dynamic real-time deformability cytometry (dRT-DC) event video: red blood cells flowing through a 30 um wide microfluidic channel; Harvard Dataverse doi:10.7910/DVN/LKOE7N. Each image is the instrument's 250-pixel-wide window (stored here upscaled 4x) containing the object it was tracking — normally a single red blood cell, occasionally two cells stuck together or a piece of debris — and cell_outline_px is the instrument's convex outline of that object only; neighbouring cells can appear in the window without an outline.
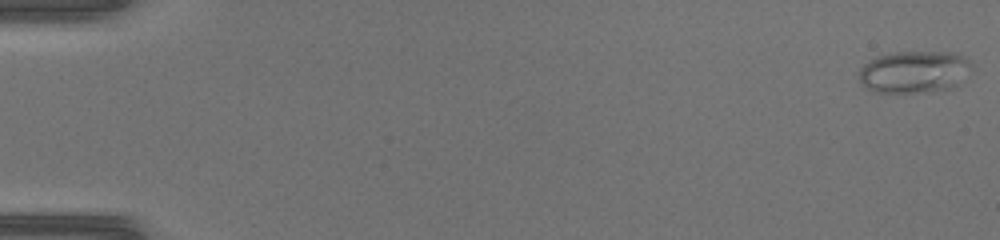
{"species": "common noctule bat (a hibernating species)", "species_latin": "Nyctalus noctula", "temperature_condition": "warm", "stored_images_in_passage": 47, "camera_frame_rate_fps": 3000, "um_per_image_px": 0.085, "animal": {"sex": "female", "body_mass_g": 17.0, "forearm_length_mm": 48.0}, "frame": {"image": 1, "passage_image": 1, "time_ms": 0.0, "image_size_px": [1000, 240], "cell_outline_px": [[972, 64], [956, 84], [952, 88], [916, 92], [876, 92], [868, 88], [860, 80], [860, 68], [864, 64], [880, 56], [896, 52], [952, 52], [968, 60]], "centroid_in_image_um": [77.67, 6.1], "position_along_channel_um": 7.3, "area_um2": 26.7}}
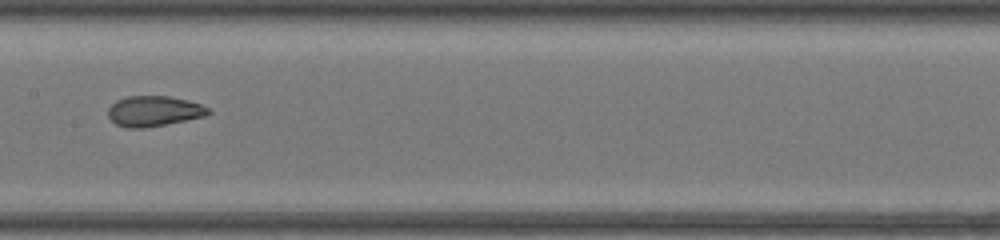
{"frame": {"image": 2, "passage_image": 25, "time_ms": 8.0, "image_size_px": [1000, 240], "cell_outline_px": [[212, 112], [204, 116], [144, 128], [128, 128], [116, 124], [108, 116], [108, 108], [116, 100], [128, 96], [168, 96], [188, 100], [200, 104], [208, 108]], "centroid_in_image_um": [13.06, 9.44], "position_along_channel_um": 194.3, "area_um2": 17.57}}
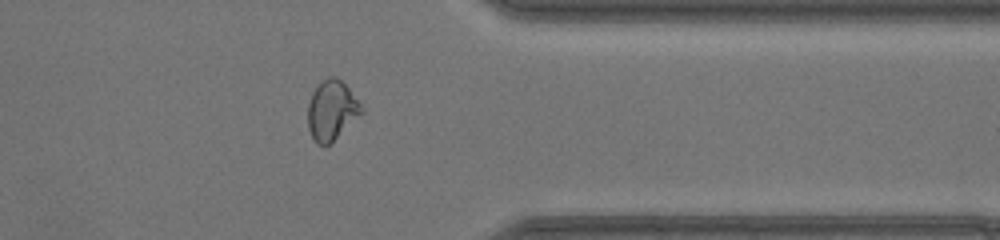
{"frame": {"image": 3, "passage_image": 38, "time_ms": 12.333, "image_size_px": [1000, 240], "cell_outline_px": [[364, 112], [328, 144], [316, 144], [308, 128], [308, 104], [312, 92], [324, 80], [332, 76], [336, 76], [348, 88], [364, 108]], "centroid_in_image_um": [28.19, 9.37], "position_along_channel_um": 383.2, "area_um2": 18.21}}